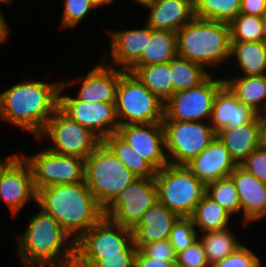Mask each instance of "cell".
Segmentation results:
<instances>
[{
	"mask_svg": "<svg viewBox=\"0 0 266 267\" xmlns=\"http://www.w3.org/2000/svg\"><path fill=\"white\" fill-rule=\"evenodd\" d=\"M61 81L23 80L0 93V119L36 137L59 106Z\"/></svg>",
	"mask_w": 266,
	"mask_h": 267,
	"instance_id": "cell-1",
	"label": "cell"
},
{
	"mask_svg": "<svg viewBox=\"0 0 266 267\" xmlns=\"http://www.w3.org/2000/svg\"><path fill=\"white\" fill-rule=\"evenodd\" d=\"M259 124L260 147L266 148V110L256 114Z\"/></svg>",
	"mask_w": 266,
	"mask_h": 267,
	"instance_id": "cell-45",
	"label": "cell"
},
{
	"mask_svg": "<svg viewBox=\"0 0 266 267\" xmlns=\"http://www.w3.org/2000/svg\"><path fill=\"white\" fill-rule=\"evenodd\" d=\"M211 267H262L260 258L245 245H241L224 259Z\"/></svg>",
	"mask_w": 266,
	"mask_h": 267,
	"instance_id": "cell-38",
	"label": "cell"
},
{
	"mask_svg": "<svg viewBox=\"0 0 266 267\" xmlns=\"http://www.w3.org/2000/svg\"><path fill=\"white\" fill-rule=\"evenodd\" d=\"M263 42L266 44V12L262 15Z\"/></svg>",
	"mask_w": 266,
	"mask_h": 267,
	"instance_id": "cell-49",
	"label": "cell"
},
{
	"mask_svg": "<svg viewBox=\"0 0 266 267\" xmlns=\"http://www.w3.org/2000/svg\"><path fill=\"white\" fill-rule=\"evenodd\" d=\"M173 93L201 84L211 73L202 65L176 56L170 61Z\"/></svg>",
	"mask_w": 266,
	"mask_h": 267,
	"instance_id": "cell-32",
	"label": "cell"
},
{
	"mask_svg": "<svg viewBox=\"0 0 266 267\" xmlns=\"http://www.w3.org/2000/svg\"><path fill=\"white\" fill-rule=\"evenodd\" d=\"M177 56V33L155 31L152 29L151 39L141 58L133 66H147L166 63Z\"/></svg>",
	"mask_w": 266,
	"mask_h": 267,
	"instance_id": "cell-29",
	"label": "cell"
},
{
	"mask_svg": "<svg viewBox=\"0 0 266 267\" xmlns=\"http://www.w3.org/2000/svg\"><path fill=\"white\" fill-rule=\"evenodd\" d=\"M134 267H178L175 262H166L159 259H151L147 257L140 249H138L135 260Z\"/></svg>",
	"mask_w": 266,
	"mask_h": 267,
	"instance_id": "cell-43",
	"label": "cell"
},
{
	"mask_svg": "<svg viewBox=\"0 0 266 267\" xmlns=\"http://www.w3.org/2000/svg\"><path fill=\"white\" fill-rule=\"evenodd\" d=\"M12 1H13V0H0V5H1V3H2V4H7V5L10 6V5H12V4H11ZM0 7H1V6H0ZM0 9H2V8H0Z\"/></svg>",
	"mask_w": 266,
	"mask_h": 267,
	"instance_id": "cell-51",
	"label": "cell"
},
{
	"mask_svg": "<svg viewBox=\"0 0 266 267\" xmlns=\"http://www.w3.org/2000/svg\"><path fill=\"white\" fill-rule=\"evenodd\" d=\"M178 216L157 200L132 229L134 245L141 249L145 244L169 239Z\"/></svg>",
	"mask_w": 266,
	"mask_h": 267,
	"instance_id": "cell-23",
	"label": "cell"
},
{
	"mask_svg": "<svg viewBox=\"0 0 266 267\" xmlns=\"http://www.w3.org/2000/svg\"><path fill=\"white\" fill-rule=\"evenodd\" d=\"M3 12L0 9V44H2L3 42H5V40L7 39V36L9 34V27L7 24V20L5 19V17L3 16Z\"/></svg>",
	"mask_w": 266,
	"mask_h": 267,
	"instance_id": "cell-46",
	"label": "cell"
},
{
	"mask_svg": "<svg viewBox=\"0 0 266 267\" xmlns=\"http://www.w3.org/2000/svg\"><path fill=\"white\" fill-rule=\"evenodd\" d=\"M199 239L210 266L229 256L242 245L229 228L203 232Z\"/></svg>",
	"mask_w": 266,
	"mask_h": 267,
	"instance_id": "cell-31",
	"label": "cell"
},
{
	"mask_svg": "<svg viewBox=\"0 0 266 267\" xmlns=\"http://www.w3.org/2000/svg\"><path fill=\"white\" fill-rule=\"evenodd\" d=\"M92 9L96 8L91 0H65L60 24L64 28L76 27Z\"/></svg>",
	"mask_w": 266,
	"mask_h": 267,
	"instance_id": "cell-37",
	"label": "cell"
},
{
	"mask_svg": "<svg viewBox=\"0 0 266 267\" xmlns=\"http://www.w3.org/2000/svg\"><path fill=\"white\" fill-rule=\"evenodd\" d=\"M136 178L103 142L85 160L84 181L103 209Z\"/></svg>",
	"mask_w": 266,
	"mask_h": 267,
	"instance_id": "cell-5",
	"label": "cell"
},
{
	"mask_svg": "<svg viewBox=\"0 0 266 267\" xmlns=\"http://www.w3.org/2000/svg\"><path fill=\"white\" fill-rule=\"evenodd\" d=\"M110 55L102 56V62L88 71L84 79L81 80L76 99L85 102L115 103L116 91L119 78L124 70L107 65L105 62Z\"/></svg>",
	"mask_w": 266,
	"mask_h": 267,
	"instance_id": "cell-17",
	"label": "cell"
},
{
	"mask_svg": "<svg viewBox=\"0 0 266 267\" xmlns=\"http://www.w3.org/2000/svg\"><path fill=\"white\" fill-rule=\"evenodd\" d=\"M224 82L241 103L256 113L266 110V75L234 76Z\"/></svg>",
	"mask_w": 266,
	"mask_h": 267,
	"instance_id": "cell-25",
	"label": "cell"
},
{
	"mask_svg": "<svg viewBox=\"0 0 266 267\" xmlns=\"http://www.w3.org/2000/svg\"><path fill=\"white\" fill-rule=\"evenodd\" d=\"M176 263L178 267H211L199 238L185 250L176 254Z\"/></svg>",
	"mask_w": 266,
	"mask_h": 267,
	"instance_id": "cell-39",
	"label": "cell"
},
{
	"mask_svg": "<svg viewBox=\"0 0 266 267\" xmlns=\"http://www.w3.org/2000/svg\"><path fill=\"white\" fill-rule=\"evenodd\" d=\"M115 108L120 126L162 123L164 118V102L129 71L119 78Z\"/></svg>",
	"mask_w": 266,
	"mask_h": 267,
	"instance_id": "cell-8",
	"label": "cell"
},
{
	"mask_svg": "<svg viewBox=\"0 0 266 267\" xmlns=\"http://www.w3.org/2000/svg\"><path fill=\"white\" fill-rule=\"evenodd\" d=\"M20 154H9L6 159H0V178L3 171L19 156Z\"/></svg>",
	"mask_w": 266,
	"mask_h": 267,
	"instance_id": "cell-47",
	"label": "cell"
},
{
	"mask_svg": "<svg viewBox=\"0 0 266 267\" xmlns=\"http://www.w3.org/2000/svg\"><path fill=\"white\" fill-rule=\"evenodd\" d=\"M157 200L155 178H136L104 209V216L123 227L133 229L145 211Z\"/></svg>",
	"mask_w": 266,
	"mask_h": 267,
	"instance_id": "cell-14",
	"label": "cell"
},
{
	"mask_svg": "<svg viewBox=\"0 0 266 267\" xmlns=\"http://www.w3.org/2000/svg\"><path fill=\"white\" fill-rule=\"evenodd\" d=\"M231 217L234 216L207 194L197 204L190 216L196 230L198 227L201 233L229 228Z\"/></svg>",
	"mask_w": 266,
	"mask_h": 267,
	"instance_id": "cell-30",
	"label": "cell"
},
{
	"mask_svg": "<svg viewBox=\"0 0 266 267\" xmlns=\"http://www.w3.org/2000/svg\"><path fill=\"white\" fill-rule=\"evenodd\" d=\"M137 252H121V255H101L90 267H134Z\"/></svg>",
	"mask_w": 266,
	"mask_h": 267,
	"instance_id": "cell-42",
	"label": "cell"
},
{
	"mask_svg": "<svg viewBox=\"0 0 266 267\" xmlns=\"http://www.w3.org/2000/svg\"><path fill=\"white\" fill-rule=\"evenodd\" d=\"M80 78L71 81H62L59 89L58 108L70 119L76 121L81 126L90 129L102 141L111 134L118 132L120 127L115 103L85 102L78 100L75 96L63 95L66 87L79 84Z\"/></svg>",
	"mask_w": 266,
	"mask_h": 267,
	"instance_id": "cell-11",
	"label": "cell"
},
{
	"mask_svg": "<svg viewBox=\"0 0 266 267\" xmlns=\"http://www.w3.org/2000/svg\"><path fill=\"white\" fill-rule=\"evenodd\" d=\"M199 235L190 217H179L170 232L169 241L175 253H179L192 245Z\"/></svg>",
	"mask_w": 266,
	"mask_h": 267,
	"instance_id": "cell-36",
	"label": "cell"
},
{
	"mask_svg": "<svg viewBox=\"0 0 266 267\" xmlns=\"http://www.w3.org/2000/svg\"><path fill=\"white\" fill-rule=\"evenodd\" d=\"M195 17L230 23L240 14L241 0H193Z\"/></svg>",
	"mask_w": 266,
	"mask_h": 267,
	"instance_id": "cell-33",
	"label": "cell"
},
{
	"mask_svg": "<svg viewBox=\"0 0 266 267\" xmlns=\"http://www.w3.org/2000/svg\"><path fill=\"white\" fill-rule=\"evenodd\" d=\"M213 77L210 74L201 84L173 93L164 103L163 120L210 122L214 98L225 84L223 78Z\"/></svg>",
	"mask_w": 266,
	"mask_h": 267,
	"instance_id": "cell-12",
	"label": "cell"
},
{
	"mask_svg": "<svg viewBox=\"0 0 266 267\" xmlns=\"http://www.w3.org/2000/svg\"><path fill=\"white\" fill-rule=\"evenodd\" d=\"M206 194L231 215L241 214L239 194L231 176L208 183Z\"/></svg>",
	"mask_w": 266,
	"mask_h": 267,
	"instance_id": "cell-34",
	"label": "cell"
},
{
	"mask_svg": "<svg viewBox=\"0 0 266 267\" xmlns=\"http://www.w3.org/2000/svg\"><path fill=\"white\" fill-rule=\"evenodd\" d=\"M111 38L110 55L111 63L107 65L128 71L142 56L148 39H151L152 28L145 22L143 28L124 29L109 32ZM120 67V68H119Z\"/></svg>",
	"mask_w": 266,
	"mask_h": 267,
	"instance_id": "cell-18",
	"label": "cell"
},
{
	"mask_svg": "<svg viewBox=\"0 0 266 267\" xmlns=\"http://www.w3.org/2000/svg\"><path fill=\"white\" fill-rule=\"evenodd\" d=\"M146 23L155 31L176 33L194 17L193 0H153Z\"/></svg>",
	"mask_w": 266,
	"mask_h": 267,
	"instance_id": "cell-21",
	"label": "cell"
},
{
	"mask_svg": "<svg viewBox=\"0 0 266 267\" xmlns=\"http://www.w3.org/2000/svg\"><path fill=\"white\" fill-rule=\"evenodd\" d=\"M36 203L59 222L74 242L104 216V209L85 181L42 188L37 191Z\"/></svg>",
	"mask_w": 266,
	"mask_h": 267,
	"instance_id": "cell-3",
	"label": "cell"
},
{
	"mask_svg": "<svg viewBox=\"0 0 266 267\" xmlns=\"http://www.w3.org/2000/svg\"><path fill=\"white\" fill-rule=\"evenodd\" d=\"M114 1L115 0H91V3L95 8H100L101 6L104 7L105 5L112 4Z\"/></svg>",
	"mask_w": 266,
	"mask_h": 267,
	"instance_id": "cell-48",
	"label": "cell"
},
{
	"mask_svg": "<svg viewBox=\"0 0 266 267\" xmlns=\"http://www.w3.org/2000/svg\"><path fill=\"white\" fill-rule=\"evenodd\" d=\"M39 210L17 236L21 263L24 267H73L75 242L53 216Z\"/></svg>",
	"mask_w": 266,
	"mask_h": 267,
	"instance_id": "cell-2",
	"label": "cell"
},
{
	"mask_svg": "<svg viewBox=\"0 0 266 267\" xmlns=\"http://www.w3.org/2000/svg\"><path fill=\"white\" fill-rule=\"evenodd\" d=\"M137 251L132 229L103 216L75 241L73 267H90L101 255H121V252Z\"/></svg>",
	"mask_w": 266,
	"mask_h": 267,
	"instance_id": "cell-7",
	"label": "cell"
},
{
	"mask_svg": "<svg viewBox=\"0 0 266 267\" xmlns=\"http://www.w3.org/2000/svg\"><path fill=\"white\" fill-rule=\"evenodd\" d=\"M191 173L206 185L220 178L230 176L238 166L229 151L216 136L195 158L185 165Z\"/></svg>",
	"mask_w": 266,
	"mask_h": 267,
	"instance_id": "cell-20",
	"label": "cell"
},
{
	"mask_svg": "<svg viewBox=\"0 0 266 267\" xmlns=\"http://www.w3.org/2000/svg\"><path fill=\"white\" fill-rule=\"evenodd\" d=\"M239 194L242 225L245 227L254 220L266 216V183L257 179L238 165L230 174Z\"/></svg>",
	"mask_w": 266,
	"mask_h": 267,
	"instance_id": "cell-19",
	"label": "cell"
},
{
	"mask_svg": "<svg viewBox=\"0 0 266 267\" xmlns=\"http://www.w3.org/2000/svg\"><path fill=\"white\" fill-rule=\"evenodd\" d=\"M240 166L260 181L266 183V148L258 147Z\"/></svg>",
	"mask_w": 266,
	"mask_h": 267,
	"instance_id": "cell-40",
	"label": "cell"
},
{
	"mask_svg": "<svg viewBox=\"0 0 266 267\" xmlns=\"http://www.w3.org/2000/svg\"><path fill=\"white\" fill-rule=\"evenodd\" d=\"M177 56L205 69L231 61L230 25L194 17L177 32Z\"/></svg>",
	"mask_w": 266,
	"mask_h": 267,
	"instance_id": "cell-4",
	"label": "cell"
},
{
	"mask_svg": "<svg viewBox=\"0 0 266 267\" xmlns=\"http://www.w3.org/2000/svg\"><path fill=\"white\" fill-rule=\"evenodd\" d=\"M256 114L249 106L241 103L224 84L214 98L210 125L218 133L224 128H236L248 124Z\"/></svg>",
	"mask_w": 266,
	"mask_h": 267,
	"instance_id": "cell-22",
	"label": "cell"
},
{
	"mask_svg": "<svg viewBox=\"0 0 266 267\" xmlns=\"http://www.w3.org/2000/svg\"><path fill=\"white\" fill-rule=\"evenodd\" d=\"M29 164L35 191L53 185L84 182L85 160L47 148L33 155L20 154Z\"/></svg>",
	"mask_w": 266,
	"mask_h": 267,
	"instance_id": "cell-13",
	"label": "cell"
},
{
	"mask_svg": "<svg viewBox=\"0 0 266 267\" xmlns=\"http://www.w3.org/2000/svg\"><path fill=\"white\" fill-rule=\"evenodd\" d=\"M117 133L156 170L168 164L162 123L126 124Z\"/></svg>",
	"mask_w": 266,
	"mask_h": 267,
	"instance_id": "cell-15",
	"label": "cell"
},
{
	"mask_svg": "<svg viewBox=\"0 0 266 267\" xmlns=\"http://www.w3.org/2000/svg\"><path fill=\"white\" fill-rule=\"evenodd\" d=\"M231 59L236 58L242 75H266V44L264 42H231Z\"/></svg>",
	"mask_w": 266,
	"mask_h": 267,
	"instance_id": "cell-27",
	"label": "cell"
},
{
	"mask_svg": "<svg viewBox=\"0 0 266 267\" xmlns=\"http://www.w3.org/2000/svg\"><path fill=\"white\" fill-rule=\"evenodd\" d=\"M137 178H150L156 169L140 156L117 132L102 141Z\"/></svg>",
	"mask_w": 266,
	"mask_h": 267,
	"instance_id": "cell-28",
	"label": "cell"
},
{
	"mask_svg": "<svg viewBox=\"0 0 266 267\" xmlns=\"http://www.w3.org/2000/svg\"><path fill=\"white\" fill-rule=\"evenodd\" d=\"M140 250L151 259H159L166 262L176 261V253L169 239L147 243Z\"/></svg>",
	"mask_w": 266,
	"mask_h": 267,
	"instance_id": "cell-41",
	"label": "cell"
},
{
	"mask_svg": "<svg viewBox=\"0 0 266 267\" xmlns=\"http://www.w3.org/2000/svg\"><path fill=\"white\" fill-rule=\"evenodd\" d=\"M133 1L145 7L149 5L153 0H133Z\"/></svg>",
	"mask_w": 266,
	"mask_h": 267,
	"instance_id": "cell-50",
	"label": "cell"
},
{
	"mask_svg": "<svg viewBox=\"0 0 266 267\" xmlns=\"http://www.w3.org/2000/svg\"><path fill=\"white\" fill-rule=\"evenodd\" d=\"M36 197L31 168L19 155L1 175L0 201H3L15 216L26 203L31 200L36 202Z\"/></svg>",
	"mask_w": 266,
	"mask_h": 267,
	"instance_id": "cell-16",
	"label": "cell"
},
{
	"mask_svg": "<svg viewBox=\"0 0 266 267\" xmlns=\"http://www.w3.org/2000/svg\"><path fill=\"white\" fill-rule=\"evenodd\" d=\"M158 200L178 217H190L206 195L207 185L185 165L167 164L154 176Z\"/></svg>",
	"mask_w": 266,
	"mask_h": 267,
	"instance_id": "cell-6",
	"label": "cell"
},
{
	"mask_svg": "<svg viewBox=\"0 0 266 267\" xmlns=\"http://www.w3.org/2000/svg\"><path fill=\"white\" fill-rule=\"evenodd\" d=\"M163 120L165 151L169 164L186 165L217 136L210 122Z\"/></svg>",
	"mask_w": 266,
	"mask_h": 267,
	"instance_id": "cell-9",
	"label": "cell"
},
{
	"mask_svg": "<svg viewBox=\"0 0 266 267\" xmlns=\"http://www.w3.org/2000/svg\"><path fill=\"white\" fill-rule=\"evenodd\" d=\"M49 138L53 146L47 149L61 155L75 156L86 160L102 143L90 129L70 119L59 108L49 119L44 130L37 138Z\"/></svg>",
	"mask_w": 266,
	"mask_h": 267,
	"instance_id": "cell-10",
	"label": "cell"
},
{
	"mask_svg": "<svg viewBox=\"0 0 266 267\" xmlns=\"http://www.w3.org/2000/svg\"><path fill=\"white\" fill-rule=\"evenodd\" d=\"M229 25L231 42H263L262 16L239 14Z\"/></svg>",
	"mask_w": 266,
	"mask_h": 267,
	"instance_id": "cell-35",
	"label": "cell"
},
{
	"mask_svg": "<svg viewBox=\"0 0 266 267\" xmlns=\"http://www.w3.org/2000/svg\"><path fill=\"white\" fill-rule=\"evenodd\" d=\"M217 137L237 165H240L254 150L260 147L259 124L256 117L248 124L220 130Z\"/></svg>",
	"mask_w": 266,
	"mask_h": 267,
	"instance_id": "cell-24",
	"label": "cell"
},
{
	"mask_svg": "<svg viewBox=\"0 0 266 267\" xmlns=\"http://www.w3.org/2000/svg\"><path fill=\"white\" fill-rule=\"evenodd\" d=\"M128 71L164 103L173 95L170 61L147 66H132Z\"/></svg>",
	"mask_w": 266,
	"mask_h": 267,
	"instance_id": "cell-26",
	"label": "cell"
},
{
	"mask_svg": "<svg viewBox=\"0 0 266 267\" xmlns=\"http://www.w3.org/2000/svg\"><path fill=\"white\" fill-rule=\"evenodd\" d=\"M266 12V0H241L240 14L262 16Z\"/></svg>",
	"mask_w": 266,
	"mask_h": 267,
	"instance_id": "cell-44",
	"label": "cell"
}]
</instances>
